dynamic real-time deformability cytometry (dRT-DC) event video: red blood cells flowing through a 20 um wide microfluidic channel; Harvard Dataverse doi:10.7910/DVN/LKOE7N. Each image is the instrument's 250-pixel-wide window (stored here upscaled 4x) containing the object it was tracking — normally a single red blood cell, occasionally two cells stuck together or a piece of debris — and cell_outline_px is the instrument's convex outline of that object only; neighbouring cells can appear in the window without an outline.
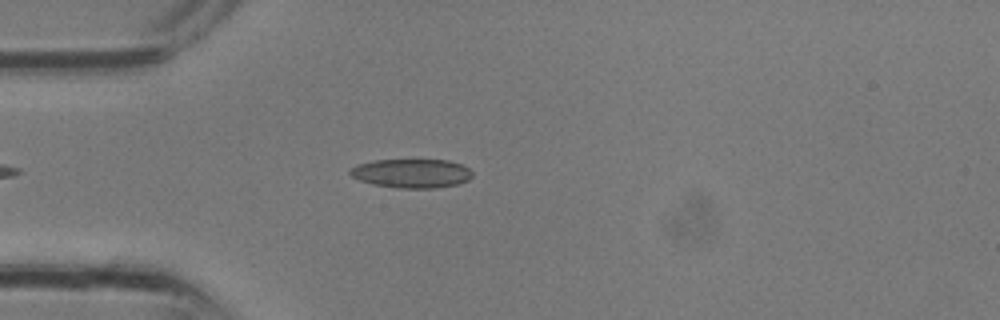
{"species": "common noctule bat (a hibernating species)", "species_latin": "Nyctalus noctula", "temperature_condition": "room temperature", "stored_images_in_passage": 26, "camera_frame_rate_fps": 3000, "um_per_image_px": 0.085, "animal": {"sex": "male", "body_mass_g": 13.3}, "frame": {"image": 1, "passage_image": 4, "time_ms": 1.0, "image_size_px": [1000, 320], "cell_outline_px": [[472, 176], [468, 180], [456, 184], [436, 188], [400, 188], [372, 184], [360, 180], [352, 176], [348, 172], [356, 164], [376, 160], [448, 160], [460, 164], [468, 168], [472, 172]], "centroid_in_image_um": [34.98, 14.73], "position_along_channel_um": 50.0, "area_um2": 20.52}}
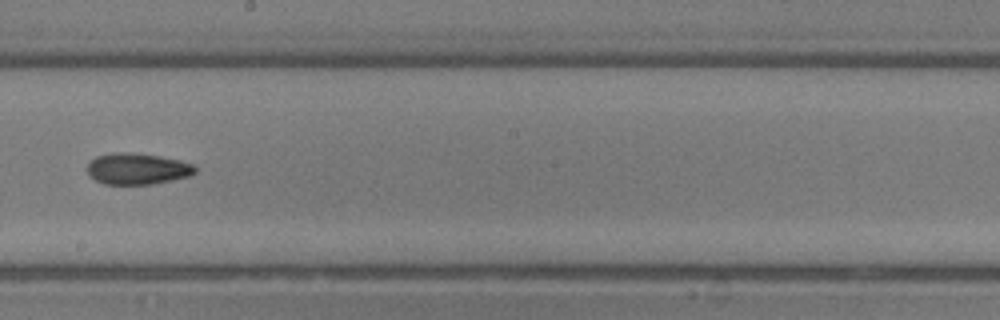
{"frame": {"image": 2, "passage_image": 13, "time_ms": 4.0, "image_size_px": [1000, 320], "cell_outline_px": [[196, 172], [188, 176], [172, 180], [152, 184], [104, 184], [88, 176], [88, 164], [96, 156], [112, 152], [120, 152], [156, 156], [180, 160], [196, 164]], "centroid_in_image_um": [11.68, 14.35], "position_along_channel_um": 236.5, "area_um2": 19.54}}
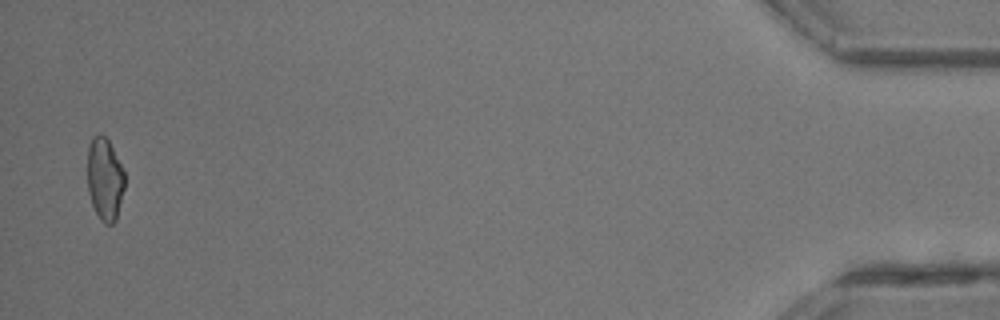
{"frame": {"image": 3, "passage_image": 26, "time_ms": 8.333, "image_size_px": [1000, 320], "cell_outline_px": [[124, 188], [116, 220], [112, 224], [104, 224], [100, 220], [92, 204], [88, 192], [88, 144], [92, 136], [100, 132], [108, 140], [124, 172]], "centroid_in_image_um": [8.89, 15.22], "position_along_channel_um": 426.3, "area_um2": 17.86}}